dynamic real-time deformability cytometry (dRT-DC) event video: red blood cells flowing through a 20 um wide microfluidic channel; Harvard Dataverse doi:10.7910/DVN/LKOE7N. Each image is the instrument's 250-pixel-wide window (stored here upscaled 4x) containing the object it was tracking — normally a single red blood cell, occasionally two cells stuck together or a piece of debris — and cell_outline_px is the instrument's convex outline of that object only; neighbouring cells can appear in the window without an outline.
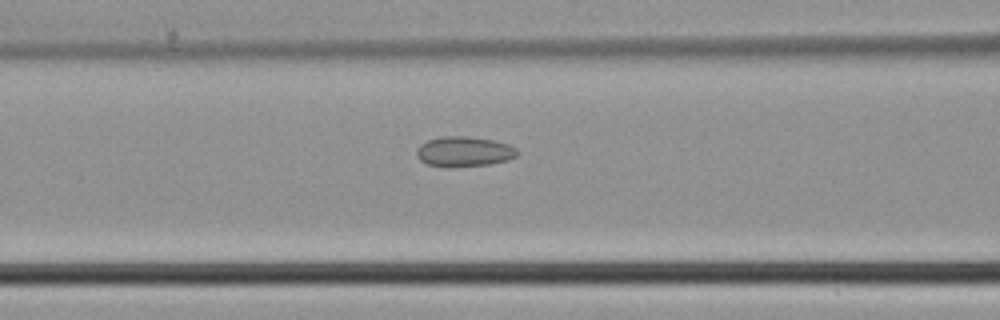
{"species": "common noctule bat (a hibernating species)", "species_latin": "Nyctalus noctula", "temperature_condition": "cold", "stored_images_in_passage": 32, "camera_frame_rate_fps": 3000, "um_per_image_px": 0.085, "animal": {"sex": "male", "body_mass_g": 21.5, "forearm_length_mm": 52.0}, "frame": {"image": 1, "passage_image": 13, "time_ms": 4.0, "image_size_px": [1000, 320], "cell_outline_px": [[520, 152], [516, 156], [508, 160], [488, 164], [428, 164], [420, 160], [416, 156], [416, 148], [420, 144], [428, 140], [440, 136], [468, 136], [492, 140], [508, 144], [516, 148]], "centroid_in_image_um": [39.46, 12.83], "position_along_channel_um": 127.1, "area_um2": 16.99}}
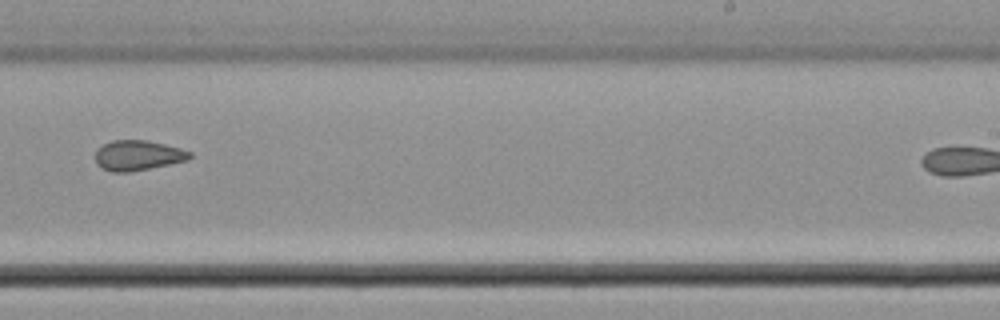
{"frame": {"image": 2, "passage_image": 23, "time_ms": 7.333, "image_size_px": [1000, 320], "cell_outline_px": [[192, 156], [188, 160], [128, 172], [112, 172], [96, 164], [96, 148], [112, 140], [148, 140], [180, 148], [192, 152]], "centroid_in_image_um": [11.71, 13.19], "position_along_channel_um": 277.3, "area_um2": 16.47}}
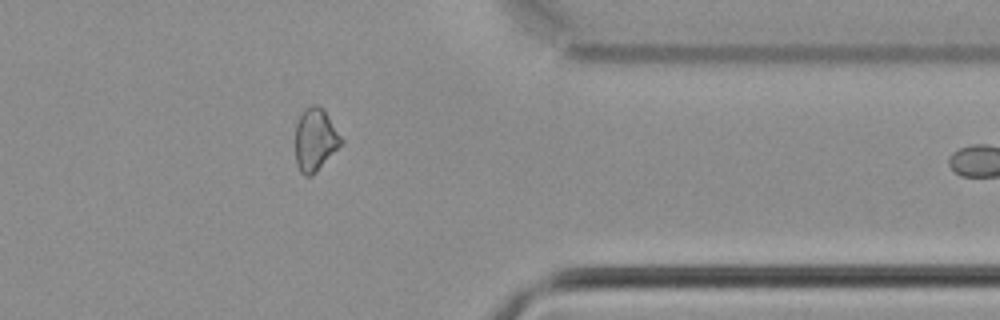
{"frame": {"image": 3, "passage_image": 31, "time_ms": 10.0, "image_size_px": [1000, 320], "cell_outline_px": [[344, 144], [312, 176], [304, 176], [300, 172], [296, 164], [296, 124], [300, 116], [312, 104], [316, 104], [324, 108], [344, 140]], "centroid_in_image_um": [26.84, 11.9], "position_along_channel_um": 384.6, "area_um2": 16.99}}